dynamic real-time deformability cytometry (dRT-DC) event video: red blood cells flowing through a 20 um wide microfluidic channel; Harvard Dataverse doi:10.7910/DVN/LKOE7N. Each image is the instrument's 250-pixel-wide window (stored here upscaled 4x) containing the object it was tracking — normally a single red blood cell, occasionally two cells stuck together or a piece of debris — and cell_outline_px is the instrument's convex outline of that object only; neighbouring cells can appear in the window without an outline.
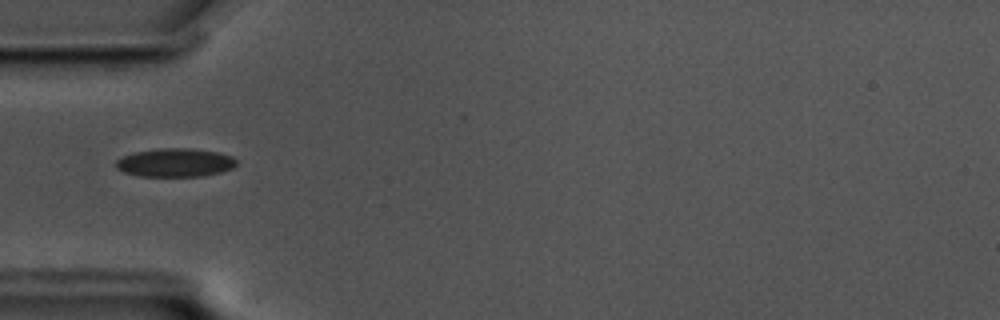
{"species": "common noctule bat (a hibernating species)", "species_latin": "Nyctalus noctula", "temperature_condition": "cold", "stored_images_in_passage": 40, "camera_frame_rate_fps": 3000, "um_per_image_px": 0.085, "animal": {"sex": "male", "body_mass_g": 17.5, "forearm_length_mm": 52.3}, "frame": {"image": 1, "passage_image": 1, "time_ms": 0.0, "image_size_px": [1000, 320], "cell_outline_px": [[236, 164], [232, 168], [220, 172], [204, 176], [140, 176], [124, 172], [116, 168], [116, 160], [124, 156], [136, 152], [160, 148], [188, 148], [216, 152], [232, 156], [236, 160]], "centroid_in_image_um": [14.89, 13.82], "position_along_channel_um": 70.1, "area_um2": 19.83}, "authors_computed_cell_mechanics": {"area_um2": 19.2474, "velocity_mm_per_s": 3.4933, "shape_relaxation_time_tau1_ms": 5.1678, "shape_relaxation_time_tau2_ms": 3.1151, "deformation_change_tau1": 0.1175, "deformation_change_tau2": 0.0842}}